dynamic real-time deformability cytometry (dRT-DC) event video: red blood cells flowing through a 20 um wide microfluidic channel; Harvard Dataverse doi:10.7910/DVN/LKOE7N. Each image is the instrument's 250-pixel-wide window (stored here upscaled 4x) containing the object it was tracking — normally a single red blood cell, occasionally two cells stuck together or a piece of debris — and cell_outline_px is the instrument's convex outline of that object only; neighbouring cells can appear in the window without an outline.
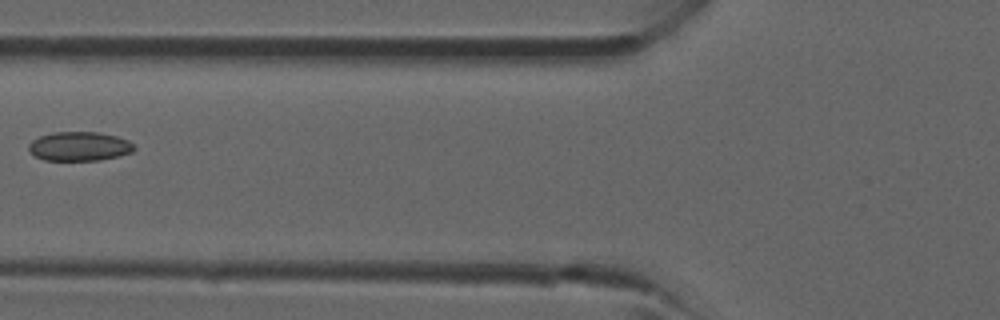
{"species": "common noctule bat (a hibernating species)", "species_latin": "Nyctalus noctula", "temperature_condition": "room temperature", "stored_images_in_passage": 4, "camera_frame_rate_fps": 3000, "um_per_image_px": 0.085, "animal": {"sex": "male", "forearm_length_mm": 52.5}, "frame": {"image": 1, "passage_image": 4, "time_ms": 4.333, "image_size_px": [1000, 320], "cell_outline_px": [[136, 148], [132, 152], [120, 156], [100, 160], [44, 160], [28, 152], [28, 144], [32, 140], [40, 136], [52, 132], [100, 132], [116, 136], [128, 140], [136, 144]], "centroid_in_image_um": [6.76, 12.43], "position_along_channel_um": 119.0, "area_um2": 18.15}}